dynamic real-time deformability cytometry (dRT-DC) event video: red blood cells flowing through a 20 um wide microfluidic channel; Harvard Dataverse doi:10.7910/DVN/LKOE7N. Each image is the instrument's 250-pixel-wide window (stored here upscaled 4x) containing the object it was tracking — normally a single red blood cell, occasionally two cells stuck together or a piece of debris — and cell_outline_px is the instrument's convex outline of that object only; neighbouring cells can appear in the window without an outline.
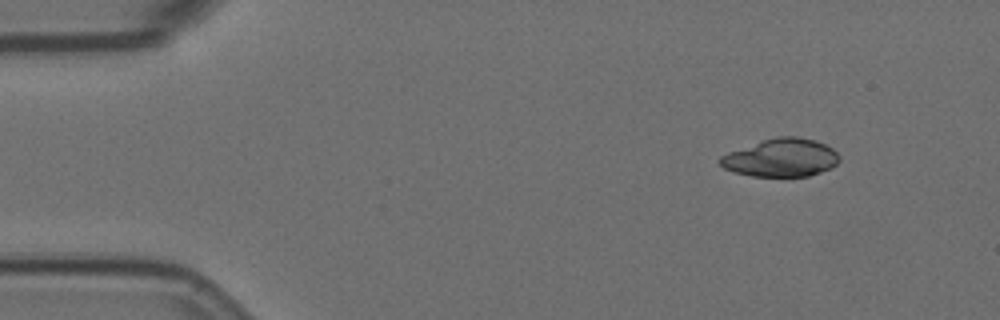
{"species": "Egyptian fruit bat (a non-hibernating species)", "species_latin": "Rousettus aegyptiacus", "temperature_condition": "room temperature", "stored_images_in_passage": 8, "camera_frame_rate_fps": 3000, "um_per_image_px": 0.085, "animal": {"sex": "female"}, "frame": {"image": 1, "passage_image": 1, "time_ms": 0.0, "image_size_px": [1000, 320], "cell_outline_px": [[840, 160], [832, 168], [808, 176], [752, 176], [732, 172], [724, 168], [716, 160], [720, 156], [728, 152], [776, 136], [796, 136], [816, 140], [832, 148], [840, 156]], "centroid_in_image_um": [66.38, 13.41], "position_along_channel_um": 18.6, "area_um2": 26.53}}